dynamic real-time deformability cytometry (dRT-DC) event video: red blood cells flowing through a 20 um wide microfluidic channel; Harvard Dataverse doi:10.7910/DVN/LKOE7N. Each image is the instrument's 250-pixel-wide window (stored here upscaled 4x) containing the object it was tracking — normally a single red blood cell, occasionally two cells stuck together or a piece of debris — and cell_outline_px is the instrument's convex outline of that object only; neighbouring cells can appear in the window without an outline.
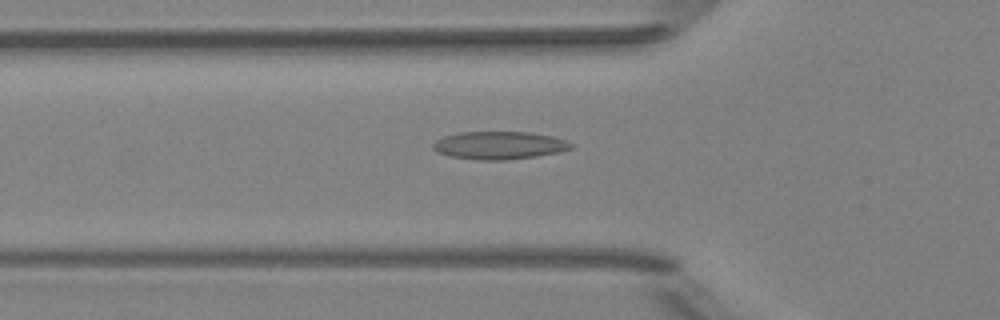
{"species": "Egyptian fruit bat (a non-hibernating species)", "species_latin": "Rousettus aegyptiacus", "temperature_condition": "room temperature", "stored_images_in_passage": 52, "camera_frame_rate_fps": 3000, "um_per_image_px": 0.085, "animal": {"sex": "female"}, "frame": {"image": 1, "passage_image": 18, "time_ms": 5.667, "image_size_px": [1000, 320], "cell_outline_px": [[572, 148], [560, 152], [536, 156], [508, 160], [476, 160], [448, 156], [436, 152], [432, 148], [432, 144], [436, 140], [444, 136], [460, 132], [528, 132], [552, 136], [564, 140], [572, 144]], "centroid_in_image_um": [42.39, 12.36], "position_along_channel_um": 83.4, "area_um2": 22.48}}
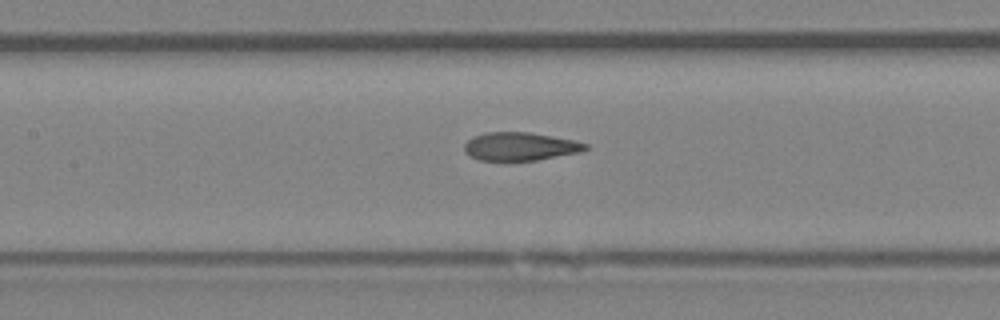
{"frame": {"image": 2, "passage_image": 24, "time_ms": 7.667, "image_size_px": [1000, 320], "cell_outline_px": [[588, 148], [580, 152], [536, 160], [480, 160], [464, 152], [464, 144], [472, 136], [484, 132], [528, 132], [552, 136], [572, 140], [588, 144]], "centroid_in_image_um": [44.18, 12.44], "position_along_channel_um": 163.2, "area_um2": 19.77}}
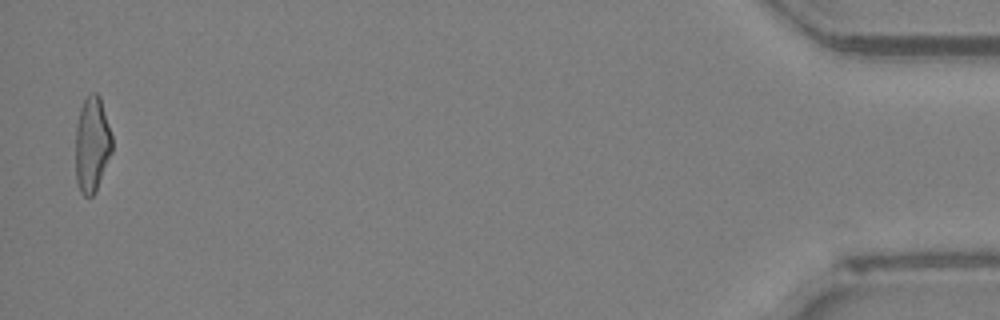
{"frame": {"image": 3, "passage_image": 51, "time_ms": 16.667, "image_size_px": [1000, 320], "cell_outline_px": [[112, 152], [96, 192], [92, 196], [84, 196], [80, 192], [76, 180], [76, 124], [80, 108], [84, 100], [92, 92], [96, 92], [100, 96], [112, 136]], "centroid_in_image_um": [7.82, 12.29], "position_along_channel_um": 427.4, "area_um2": 20.46}, "authors_computed_cell_mechanics": {"area_um2": 20.6346, "velocity_mm_per_s": 3.9883, "shape_relaxation_time_tau1_ms": null, "shape_relaxation_time_tau2_ms": 1.6675, "deformation_change_tau1": null, "deformation_change_tau2": 0.0948}}